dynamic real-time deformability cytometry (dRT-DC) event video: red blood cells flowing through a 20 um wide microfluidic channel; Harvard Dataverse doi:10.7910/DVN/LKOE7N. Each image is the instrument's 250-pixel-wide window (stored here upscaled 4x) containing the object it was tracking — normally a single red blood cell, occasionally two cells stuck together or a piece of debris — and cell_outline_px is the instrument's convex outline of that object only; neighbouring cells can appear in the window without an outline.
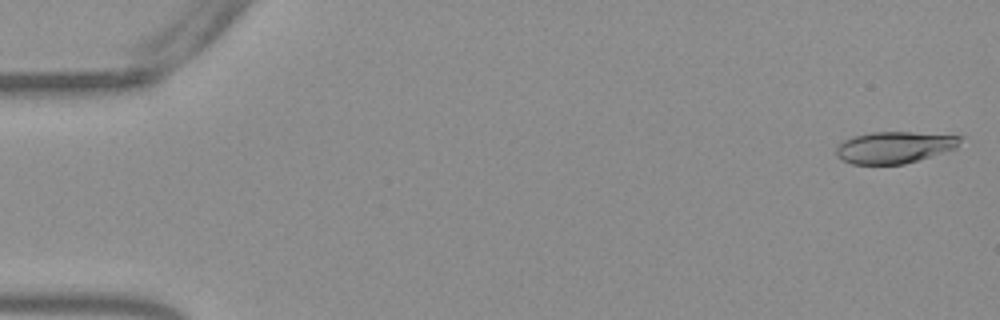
{"species": "Egyptian fruit bat (a non-hibernating species)", "species_latin": "Rousettus aegyptiacus", "temperature_condition": "warm", "stored_images_in_passage": 53, "camera_frame_rate_fps": 3000, "um_per_image_px": 0.085, "frame": {"image": 1, "passage_image": 1, "time_ms": 0.0, "image_size_px": [1000, 320], "cell_outline_px": [[964, 136], [956, 148], [944, 152], [904, 164], [852, 164], [836, 156], [836, 148], [844, 140], [852, 136], [872, 132], [912, 132]], "centroid_in_image_um": [76.03, 12.52], "position_along_channel_um": 9.0, "area_um2": 22.83}}
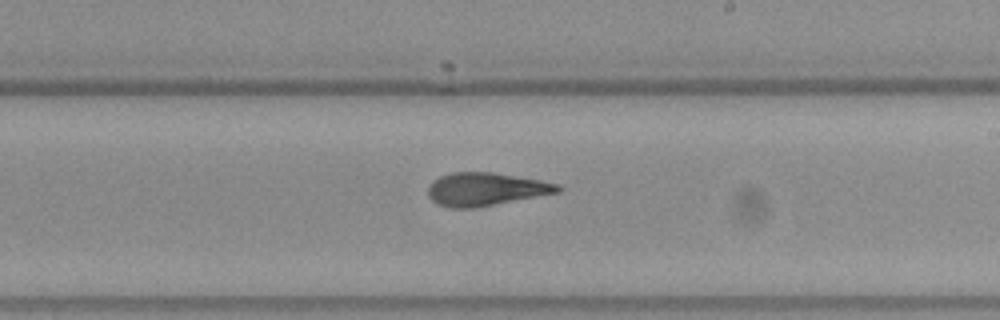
{"frame": {"image": 2, "passage_image": 31, "time_ms": 10.0, "image_size_px": [1000, 320], "cell_outline_px": [[560, 192], [472, 208], [452, 208], [436, 204], [428, 196], [428, 184], [432, 180], [440, 176], [452, 172], [492, 172], [540, 180], [560, 184]], "centroid_in_image_um": [41.23, 16.07], "position_along_channel_um": 247.8, "area_um2": 24.91}}
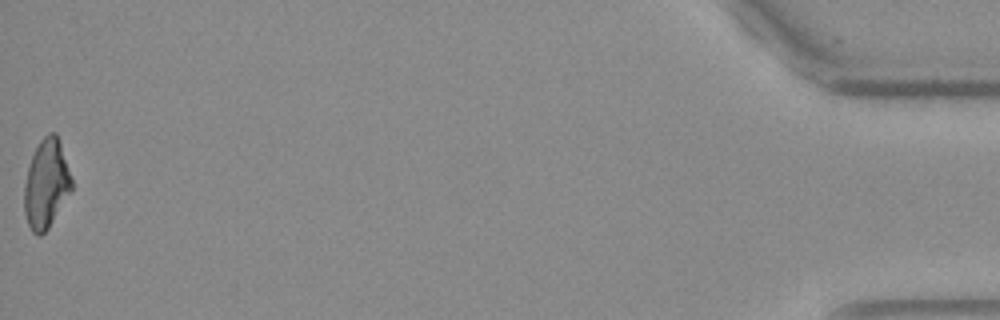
{"frame": {"image": 3, "passage_image": 53, "time_ms": 17.333, "image_size_px": [1000, 320], "cell_outline_px": [[72, 192], [48, 228], [40, 236], [36, 236], [32, 232], [28, 224], [24, 212], [24, 184], [28, 168], [32, 156], [40, 140], [48, 132], [56, 132], [60, 140], [72, 180]], "centroid_in_image_um": [3.94, 15.64], "position_along_channel_um": 431.3, "area_um2": 24.68}, "authors_computed_cell_mechanics": {"area_um2": 24.9118, "velocity_mm_per_s": 3.8353, "shape_relaxation_time_tau1_ms": null, "shape_relaxation_time_tau2_ms": 2.3288, "deformation_change_tau1": null, "deformation_change_tau2": 0.1099}}